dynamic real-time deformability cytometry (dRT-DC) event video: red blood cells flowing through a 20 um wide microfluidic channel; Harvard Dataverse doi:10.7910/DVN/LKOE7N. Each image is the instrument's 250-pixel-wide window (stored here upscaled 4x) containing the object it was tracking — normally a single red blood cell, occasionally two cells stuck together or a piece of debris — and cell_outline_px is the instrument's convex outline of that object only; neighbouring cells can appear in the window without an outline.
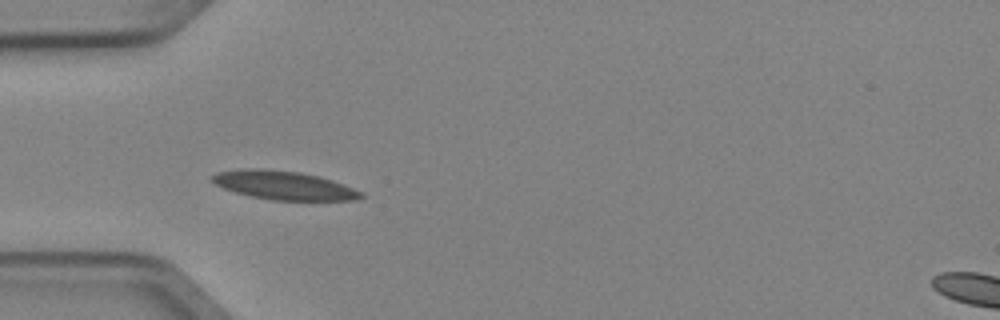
{"species": "Egyptian fruit bat (a non-hibernating species)", "species_latin": "Rousettus aegyptiacus", "temperature_condition": "cold", "stored_images_in_passage": 4, "camera_frame_rate_fps": 3000, "um_per_image_px": 0.085, "animal": {"sex": "female"}, "frame": {"image": 1, "passage_image": 3, "time_ms": 0.667, "image_size_px": [1000, 320], "cell_outline_px": [[364, 196], [356, 200], [272, 200], [252, 196], [236, 192], [224, 188], [216, 184], [212, 180], [212, 176], [216, 172], [244, 168], [260, 168], [300, 172], [320, 176], [344, 184], [364, 192]], "centroid_in_image_um": [24.16, 15.74], "position_along_channel_um": 60.8, "area_um2": 24.85}}
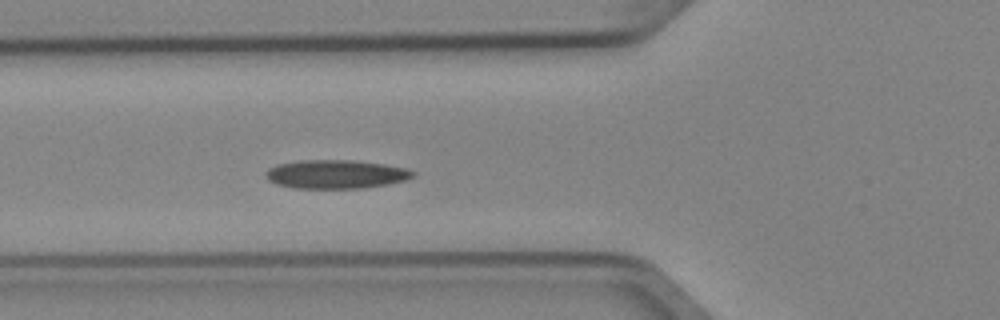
{"frame": {"image": 2, "passage_image": 4, "time_ms": 1.0, "image_size_px": [1000, 320], "cell_outline_px": [[416, 176], [408, 180], [388, 184], [364, 188], [292, 188], [276, 184], [268, 180], [268, 168], [276, 164], [300, 160], [352, 160], [384, 164], [408, 168], [416, 172]], "centroid_in_image_um": [28.61, 14.81], "position_along_channel_um": 97.2, "area_um2": 24.8}}